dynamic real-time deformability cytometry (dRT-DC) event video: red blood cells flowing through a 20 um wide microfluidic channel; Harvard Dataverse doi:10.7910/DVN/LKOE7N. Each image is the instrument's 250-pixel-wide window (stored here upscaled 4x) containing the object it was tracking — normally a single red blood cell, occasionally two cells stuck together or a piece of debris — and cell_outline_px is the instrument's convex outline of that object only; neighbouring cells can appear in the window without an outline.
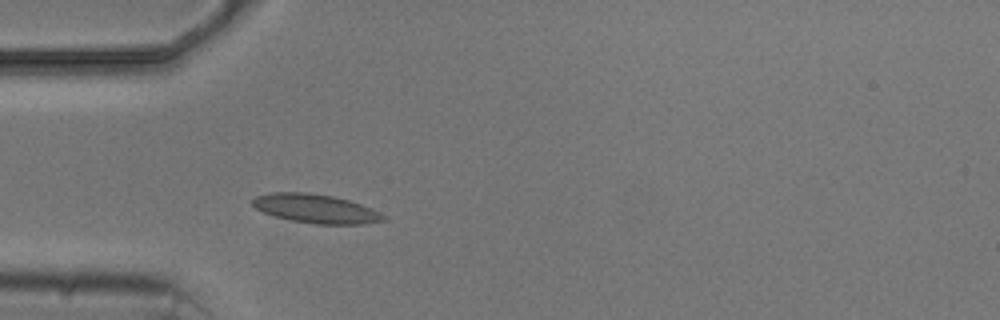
{"species": "common noctule bat (a hibernating species)", "species_latin": "Nyctalus noctula", "temperature_condition": "cold", "stored_images_in_passage": 3, "camera_frame_rate_fps": 3000, "um_per_image_px": 0.085, "animal": {"sex": "male", "body_mass_g": 20.5, "forearm_length_mm": 52.5}, "frame": {"image": 1, "passage_image": 3, "time_ms": 2.333, "image_size_px": [1000, 320], "cell_outline_px": [[388, 216], [384, 220], [364, 224], [316, 224], [292, 220], [276, 216], [264, 212], [256, 208], [252, 204], [252, 200], [256, 196], [268, 192], [308, 192], [332, 196], [348, 200], [372, 208]], "centroid_in_image_um": [26.86, 17.73], "position_along_channel_um": 58.1, "area_um2": 21.96}}